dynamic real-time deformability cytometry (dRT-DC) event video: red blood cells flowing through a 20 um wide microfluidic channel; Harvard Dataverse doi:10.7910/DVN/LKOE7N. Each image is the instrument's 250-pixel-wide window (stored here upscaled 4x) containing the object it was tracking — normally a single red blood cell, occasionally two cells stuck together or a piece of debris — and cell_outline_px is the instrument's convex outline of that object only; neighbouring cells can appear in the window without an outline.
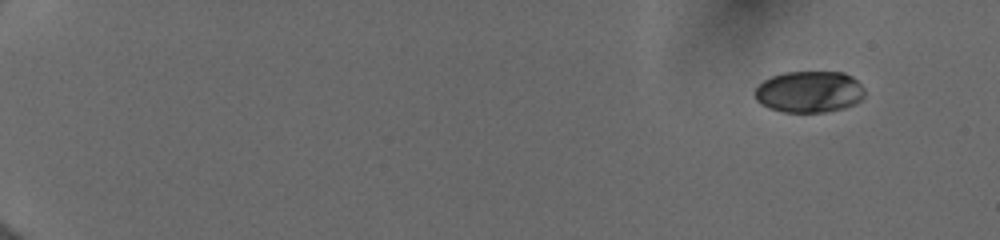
{"species": "human", "species_latin": "Homo sapiens", "temperature_condition": "cold", "stored_images_in_passage": 50, "camera_frame_rate_fps": 3000, "um_per_image_px": 0.085, "donor": {"sex": "female"}, "frame": {"image": 1, "passage_image": 1, "time_ms": 0.0, "image_size_px": [1000, 240], "cell_outline_px": [[864, 96], [856, 104], [844, 108], [824, 112], [784, 112], [768, 108], [760, 104], [756, 100], [756, 88], [764, 80], [772, 76], [784, 72], [844, 72], [852, 76], [864, 88]], "centroid_in_image_um": [68.8, 7.8], "position_along_channel_um": 16.2, "area_um2": 26.65}}
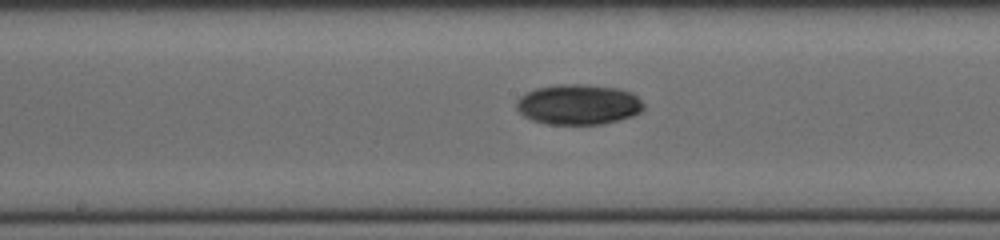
{"frame": {"image": 2, "passage_image": 28, "time_ms": 9.0, "image_size_px": [1000, 240], "cell_outline_px": [[644, 108], [640, 112], [632, 116], [604, 124], [548, 124], [532, 120], [524, 116], [516, 108], [516, 100], [520, 96], [536, 88], [556, 84], [584, 84], [620, 88], [632, 92], [644, 104]], "centroid_in_image_um": [49.17, 8.87], "position_along_channel_um": 199.0, "area_um2": 30.06}}
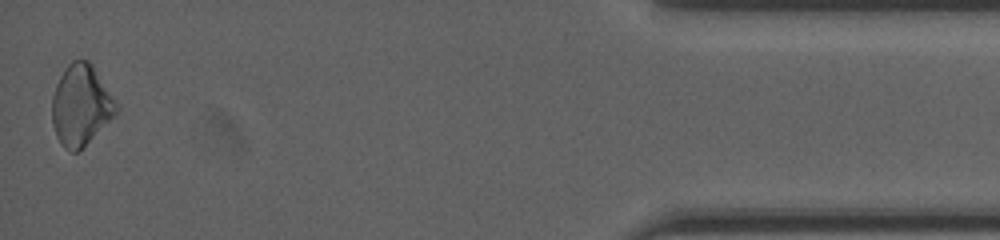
{"frame": {"image": 3, "passage_image": 50, "time_ms": 16.333, "image_size_px": [1000, 240], "cell_outline_px": [[120, 108], [76, 152], [72, 152], [64, 148], [60, 144], [56, 136], [52, 120], [52, 96], [56, 84], [60, 76], [68, 64], [72, 60], [88, 60], [92, 64]], "centroid_in_image_um": [6.84, 8.91], "position_along_channel_um": 428.4, "area_um2": 29.48}, "authors_computed_cell_mechanics": {"area_um2": 28.2353, "velocity_mm_per_s": 4.008, "shape_relaxation_time_tau1_ms": 3.5296, "shape_relaxation_time_tau2_ms": null, "deformation_change_tau1": 0.0889, "deformation_change_tau2": null}}